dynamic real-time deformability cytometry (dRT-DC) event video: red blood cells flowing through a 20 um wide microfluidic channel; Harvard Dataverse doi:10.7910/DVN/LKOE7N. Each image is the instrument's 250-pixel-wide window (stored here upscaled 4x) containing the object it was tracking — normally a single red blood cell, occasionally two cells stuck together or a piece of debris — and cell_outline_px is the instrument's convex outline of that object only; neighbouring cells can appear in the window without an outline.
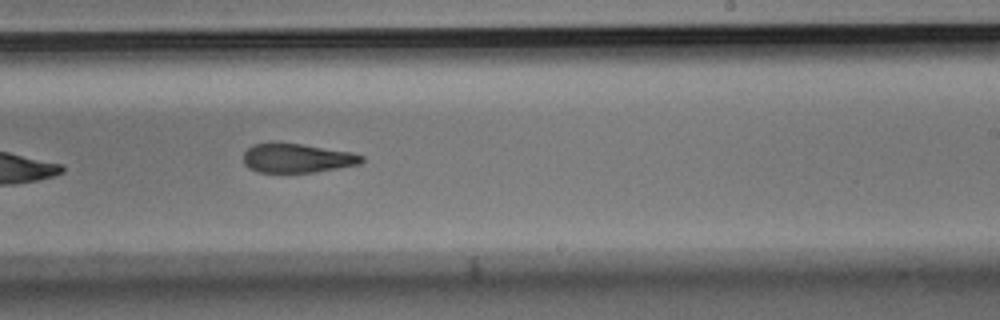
{"species": "Egyptian fruit bat (a non-hibernating species)", "species_latin": "Rousettus aegyptiacus", "temperature_condition": "room temperature", "stored_images_in_passage": 9, "camera_frame_rate_fps": 3000, "um_per_image_px": 0.085, "animal": {"sex": "male"}, "frame": {"image": 1, "passage_image": 9, "time_ms": 2.667, "image_size_px": [1000, 320], "cell_outline_px": [[364, 160], [360, 164], [316, 172], [256, 172], [248, 168], [244, 164], [244, 152], [252, 144], [268, 140], [276, 140], [352, 152], [364, 156]], "centroid_in_image_um": [25.2, 13.4], "position_along_channel_um": 263.8, "area_um2": 20.69}}